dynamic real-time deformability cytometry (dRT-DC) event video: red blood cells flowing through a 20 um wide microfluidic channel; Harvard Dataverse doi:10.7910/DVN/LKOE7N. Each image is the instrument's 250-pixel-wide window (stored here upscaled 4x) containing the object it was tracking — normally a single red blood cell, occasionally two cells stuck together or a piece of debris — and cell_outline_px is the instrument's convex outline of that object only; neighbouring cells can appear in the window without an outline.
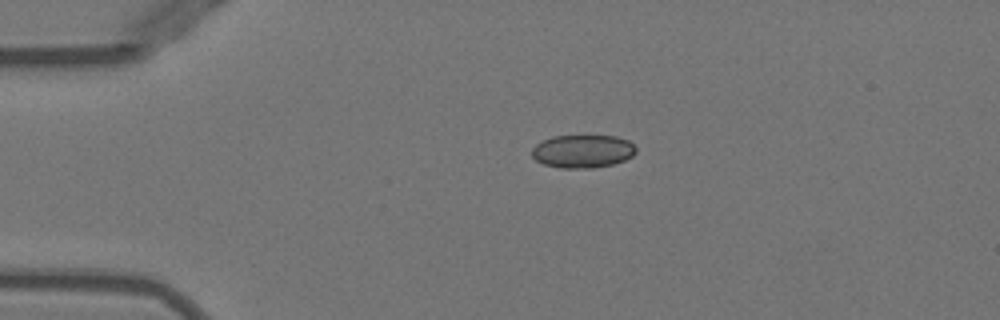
{"species": "Egyptian fruit bat (a non-hibernating species)", "species_latin": "Rousettus aegyptiacus", "temperature_condition": "warm", "stored_images_in_passage": 41, "camera_frame_rate_fps": 3000, "um_per_image_px": 0.085, "animal": {"sex": "female"}, "frame": {"image": 1, "passage_image": 1, "time_ms": 0.0, "image_size_px": [1000, 320], "cell_outline_px": [[636, 152], [632, 156], [624, 160], [612, 164], [592, 168], [560, 168], [544, 164], [536, 160], [532, 156], [532, 148], [536, 144], [552, 136], [616, 136], [628, 140], [636, 148]], "centroid_in_image_um": [49.52, 12.86], "position_along_channel_um": 35.5, "area_um2": 20.0}}
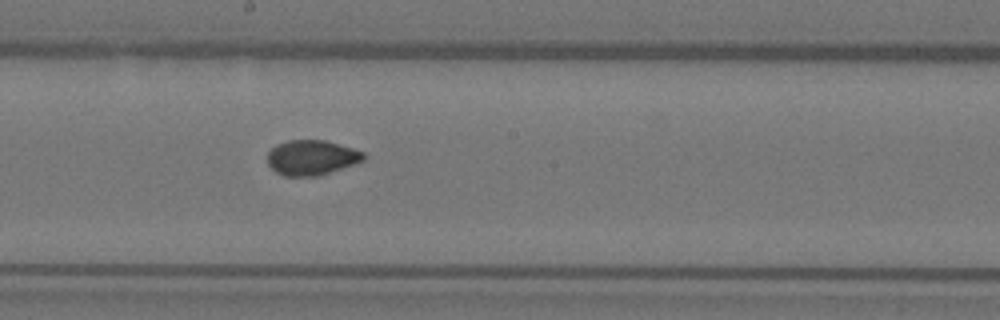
{"frame": {"image": 2, "passage_image": 18, "time_ms": 5.667, "image_size_px": [1000, 320], "cell_outline_px": [[364, 160], [316, 176], [284, 176], [276, 172], [268, 164], [268, 152], [276, 144], [288, 140], [324, 140], [352, 148], [364, 152]], "centroid_in_image_um": [26.44, 13.38], "position_along_channel_um": 221.8, "area_um2": 19.31}}
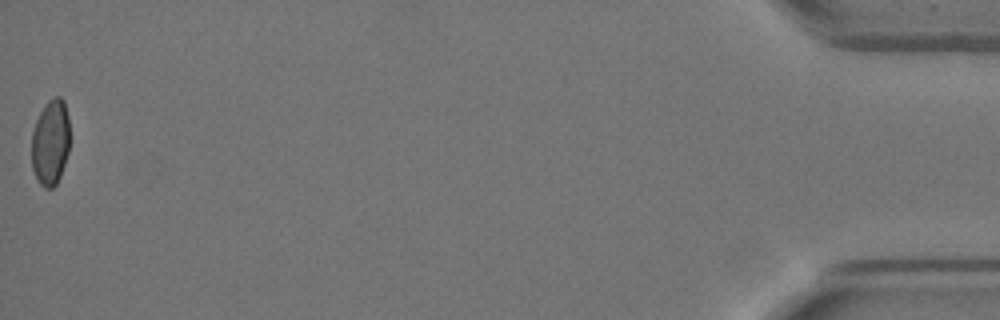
{"frame": {"image": 3, "passage_image": 41, "time_ms": 13.333, "image_size_px": [1000, 320], "cell_outline_px": [[68, 152], [60, 176], [56, 184], [52, 188], [44, 188], [36, 180], [32, 168], [32, 132], [36, 120], [44, 104], [48, 100], [56, 96], [60, 96], [64, 100], [68, 116]], "centroid_in_image_um": [4.27, 12.1], "position_along_channel_um": 430.9, "area_um2": 19.13}, "authors_computed_cell_mechanics": {"area_um2": 19.941, "velocity_mm_per_s": 3.9928, "shape_relaxation_time_tau1_ms": null, "shape_relaxation_time_tau2_ms": 0.9194, "deformation_change_tau1": null, "deformation_change_tau2": 0.042}}